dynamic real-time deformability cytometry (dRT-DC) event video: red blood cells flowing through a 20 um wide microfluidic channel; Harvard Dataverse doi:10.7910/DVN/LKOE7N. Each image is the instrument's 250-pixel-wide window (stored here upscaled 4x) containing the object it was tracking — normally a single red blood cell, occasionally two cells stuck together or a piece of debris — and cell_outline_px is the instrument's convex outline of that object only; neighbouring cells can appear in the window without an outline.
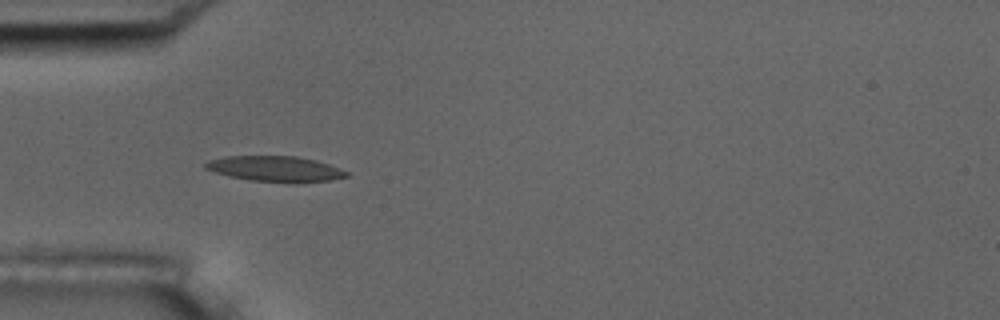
{"species": "common noctule bat (a hibernating species)", "species_latin": "Nyctalus noctula", "temperature_condition": "room temperature", "stored_images_in_passage": 47, "camera_frame_rate_fps": 3000, "um_per_image_px": 0.085, "animal": {"sex": "male", "body_mass_g": 17.5, "forearm_length_mm": 52.3}, "frame": {"image": 1, "passage_image": 14, "time_ms": 4.333, "image_size_px": [1000, 320], "cell_outline_px": [[348, 176], [328, 180], [252, 180], [228, 176], [204, 168], [204, 164], [208, 160], [224, 156], [296, 156], [316, 160], [328, 164], [348, 172]], "centroid_in_image_um": [23.31, 14.3], "position_along_channel_um": 61.7, "area_um2": 20.0}, "authors_computed_cell_mechanics": {"area_um2": 19.8254, "velocity_mm_per_s": 3.56, "shape_relaxation_time_tau1_ms": 5.5744, "shape_relaxation_time_tau2_ms": 1.9746, "deformation_change_tau1": 0.1694, "deformation_change_tau2": 0.0816}}